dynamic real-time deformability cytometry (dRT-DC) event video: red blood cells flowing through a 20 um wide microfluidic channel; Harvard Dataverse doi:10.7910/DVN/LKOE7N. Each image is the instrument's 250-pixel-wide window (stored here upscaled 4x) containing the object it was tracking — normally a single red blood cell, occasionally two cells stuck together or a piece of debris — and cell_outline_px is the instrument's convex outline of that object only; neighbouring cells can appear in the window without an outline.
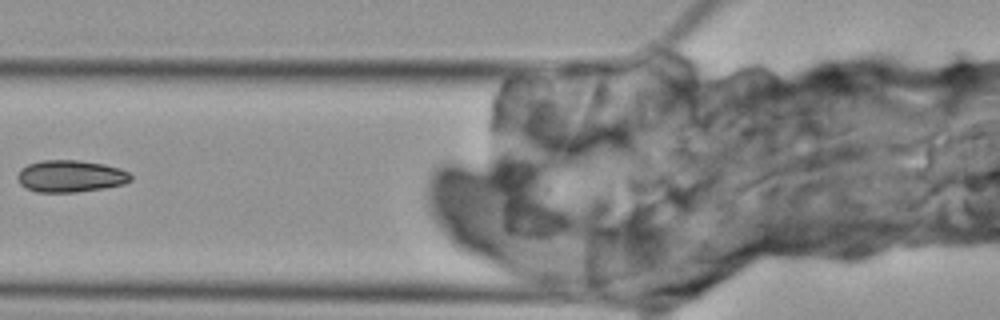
{"species": "Egyptian fruit bat (a non-hibernating species)", "species_latin": "Rousettus aegyptiacus", "temperature_condition": "cold", "stored_images_in_passage": 7, "camera_frame_rate_fps": 3000, "um_per_image_px": 0.085, "animal": {"sex": "female"}, "frame": {"image": 1, "passage_image": 6, "time_ms": 7.0, "image_size_px": [1000, 320], "cell_outline_px": [[132, 180], [124, 184], [104, 188], [76, 192], [36, 192], [24, 188], [20, 184], [16, 176], [20, 168], [28, 164], [40, 160], [76, 160], [104, 164], [120, 168], [128, 172], [132, 176]], "centroid_in_image_um": [5.96, 14.97], "position_along_channel_um": 119.8, "area_um2": 21.33}}
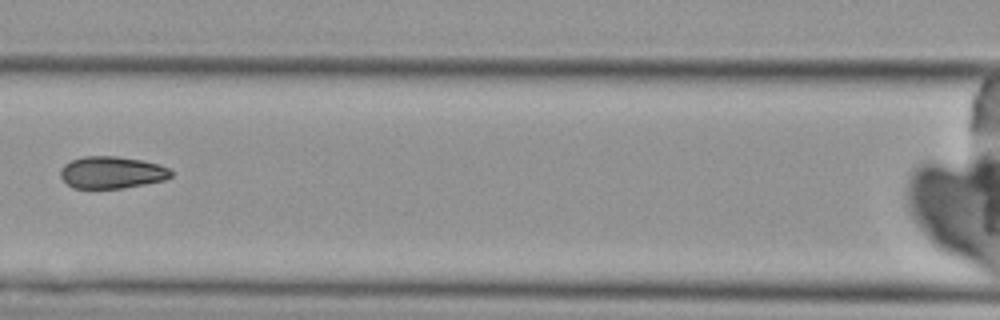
{"frame": {"image": 2, "passage_image": 7, "time_ms": 8.0, "image_size_px": [1000, 320], "cell_outline_px": [[172, 176], [164, 180], [124, 188], [72, 188], [60, 176], [60, 168], [64, 164], [72, 160], [84, 156], [116, 156], [140, 160], [156, 164], [168, 168], [172, 172]], "centroid_in_image_um": [9.47, 14.66], "position_along_channel_um": 157.1, "area_um2": 20.52}}